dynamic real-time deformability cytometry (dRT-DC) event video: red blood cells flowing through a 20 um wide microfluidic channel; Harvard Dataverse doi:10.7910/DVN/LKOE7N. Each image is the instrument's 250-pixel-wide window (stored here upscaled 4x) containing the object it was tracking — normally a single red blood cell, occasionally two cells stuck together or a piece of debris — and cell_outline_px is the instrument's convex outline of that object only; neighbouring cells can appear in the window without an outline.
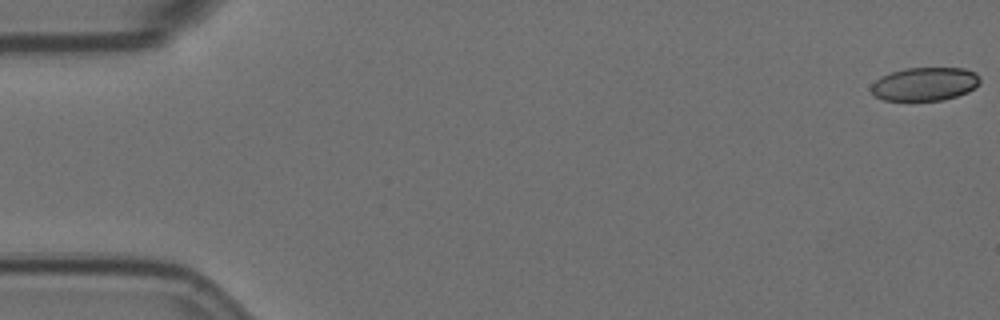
{"species": "Egyptian fruit bat (a non-hibernating species)", "species_latin": "Rousettus aegyptiacus", "temperature_condition": "room temperature", "stored_images_in_passage": 9, "camera_frame_rate_fps": 3000, "um_per_image_px": 0.085, "animal": {"sex": "female"}, "frame": {"image": 1, "passage_image": 1, "time_ms": 0.0, "image_size_px": [1000, 320], "cell_outline_px": [[980, 84], [968, 92], [944, 100], [884, 100], [876, 96], [872, 92], [872, 84], [880, 76], [904, 68], [964, 68], [976, 72], [980, 76]], "centroid_in_image_um": [78.65, 7.13], "position_along_channel_um": 6.4, "area_um2": 21.21}}
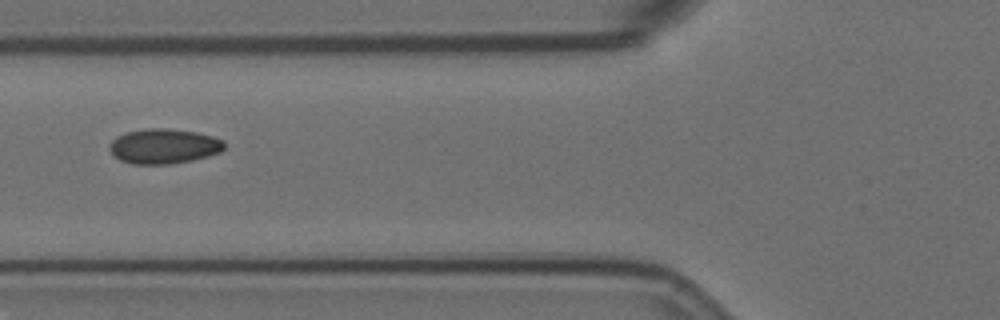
{"frame": {"image": 2, "passage_image": 7, "time_ms": 7.0, "image_size_px": [1000, 320], "cell_outline_px": [[224, 148], [220, 152], [208, 156], [192, 160], [168, 164], [132, 164], [120, 160], [112, 156], [108, 148], [108, 144], [116, 136], [128, 132], [148, 128], [164, 128], [196, 132], [212, 136], [224, 140]], "centroid_in_image_um": [13.89, 12.43], "position_along_channel_um": 111.9, "area_um2": 23.47}}
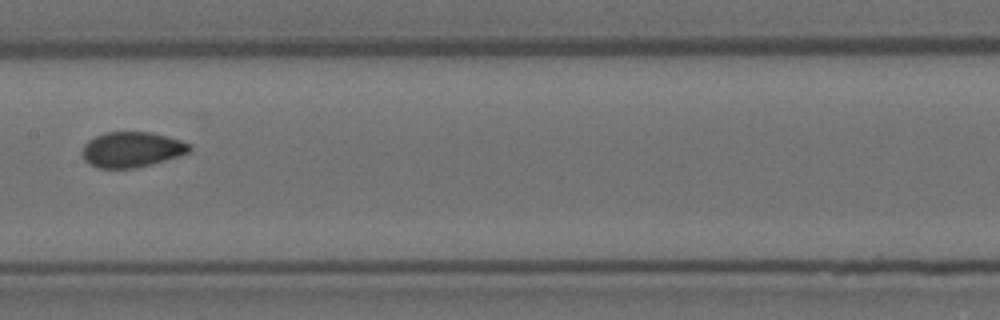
{"frame": {"image": 3, "passage_image": 9, "time_ms": 9.333, "image_size_px": [1000, 320], "cell_outline_px": [[192, 148], [188, 152], [180, 156], [152, 164], [136, 168], [96, 168], [84, 160], [84, 144], [88, 140], [104, 132], [152, 132], [180, 140], [192, 144]], "centroid_in_image_um": [11.23, 12.71], "position_along_channel_um": 196.2, "area_um2": 22.14}}